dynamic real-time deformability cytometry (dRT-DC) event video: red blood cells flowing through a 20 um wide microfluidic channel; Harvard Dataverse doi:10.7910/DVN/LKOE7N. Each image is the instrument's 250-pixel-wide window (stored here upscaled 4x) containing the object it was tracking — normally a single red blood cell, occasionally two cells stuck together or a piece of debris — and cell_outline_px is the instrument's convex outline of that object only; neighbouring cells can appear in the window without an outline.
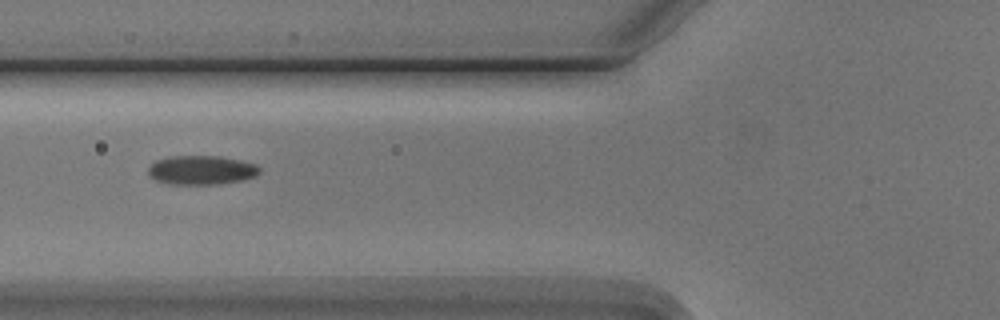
{"species": "Egyptian fruit bat (a non-hibernating species)", "species_latin": "Rousettus aegyptiacus", "temperature_condition": "cold", "stored_images_in_passage": 6, "camera_frame_rate_fps": 3000, "um_per_image_px": 0.085, "animal": {"sex": "male"}, "frame": {"image": 1, "passage_image": 2, "time_ms": 1.333, "image_size_px": [1000, 320], "cell_outline_px": [[260, 172], [256, 176], [240, 180], [220, 184], [168, 184], [156, 180], [148, 172], [148, 168], [156, 160], [168, 156], [220, 156], [240, 160], [256, 164], [260, 168]], "centroid_in_image_um": [17.13, 14.45], "position_along_channel_um": 108.7, "area_um2": 18.84}}
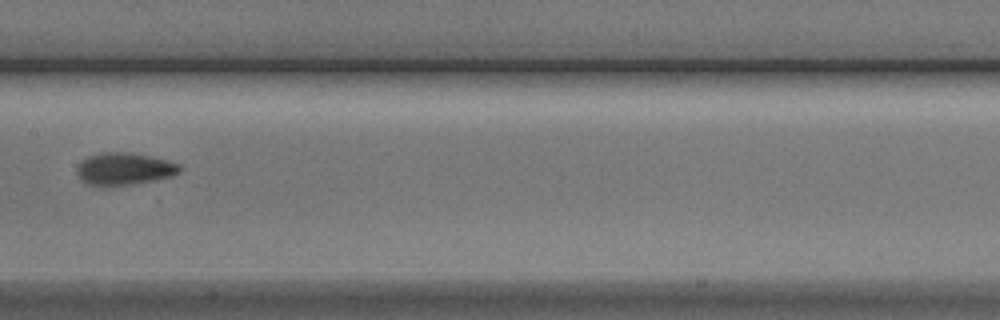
{"frame": {"image": 2, "passage_image": 4, "time_ms": 3.667, "image_size_px": [1000, 320], "cell_outline_px": [[180, 172], [172, 176], [132, 184], [88, 184], [76, 172], [76, 168], [88, 156], [104, 152], [128, 152], [152, 156], [180, 164]], "centroid_in_image_um": [10.61, 14.32], "position_along_channel_um": 196.8, "area_um2": 18.73}}
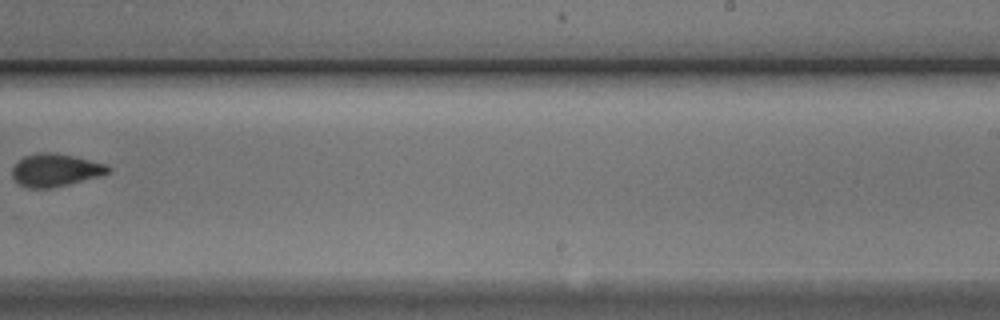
{"frame": {"image": 3, "passage_image": 6, "time_ms": 6.0, "image_size_px": [1000, 320], "cell_outline_px": [[112, 168], [108, 172], [96, 176], [68, 184], [52, 188], [28, 188], [20, 184], [12, 176], [12, 168], [24, 156], [40, 152], [56, 152], [104, 164]], "centroid_in_image_um": [4.66, 14.45], "position_along_channel_um": 284.3, "area_um2": 17.86}}